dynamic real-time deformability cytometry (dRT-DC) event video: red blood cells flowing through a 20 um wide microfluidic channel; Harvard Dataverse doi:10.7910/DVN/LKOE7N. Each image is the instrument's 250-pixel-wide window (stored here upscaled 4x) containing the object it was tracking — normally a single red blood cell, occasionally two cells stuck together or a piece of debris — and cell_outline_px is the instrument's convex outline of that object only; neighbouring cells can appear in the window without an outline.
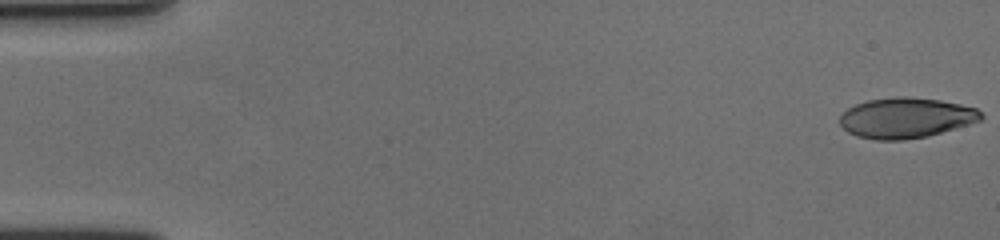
{"species": "human", "species_latin": "Homo sapiens", "temperature_condition": "cold", "stored_images_in_passage": 59, "camera_frame_rate_fps": 3000, "um_per_image_px": 0.085, "donor": {"sex": "female"}, "frame": {"image": 1, "passage_image": 1, "time_ms": 0.0, "image_size_px": [1000, 240], "cell_outline_px": [[984, 116], [980, 120], [968, 124], [928, 136], [904, 140], [876, 140], [856, 136], [848, 132], [840, 124], [840, 116], [848, 108], [856, 104], [868, 100], [900, 96], [904, 96], [940, 100], [960, 104], [976, 108]], "centroid_in_image_um": [76.98, 10.02], "position_along_channel_um": 8.0, "area_um2": 33.06}}
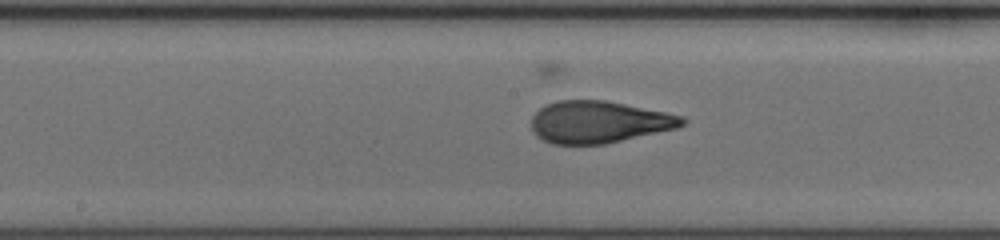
{"frame": {"image": 2, "passage_image": 31, "time_ms": 10.0, "image_size_px": [1000, 240], "cell_outline_px": [[688, 120], [684, 124], [676, 128], [604, 144], [552, 144], [536, 136], [532, 128], [532, 116], [540, 108], [556, 100], [604, 100], [684, 116]], "centroid_in_image_um": [50.89, 10.37], "position_along_channel_um": 197.3, "area_um2": 36.65}}
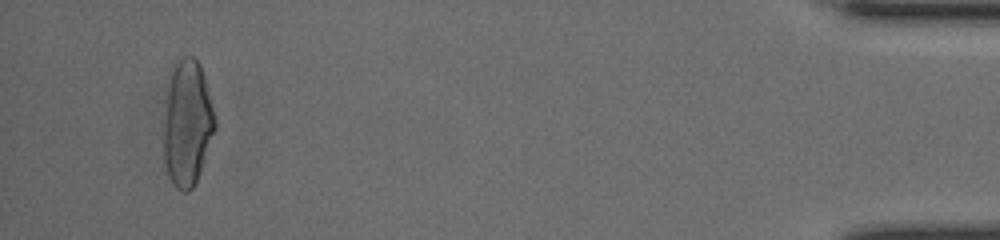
{"frame": {"image": 3, "passage_image": 56, "time_ms": 18.333, "image_size_px": [1000, 240], "cell_outline_px": [[216, 128], [200, 172], [192, 188], [188, 192], [180, 192], [172, 184], [164, 160], [164, 120], [172, 64], [180, 56], [192, 56], [200, 64], [204, 76], [216, 120]], "centroid_in_image_um": [15.92, 10.47], "position_along_channel_um": 419.3, "area_um2": 37.51}, "authors_computed_cell_mechanics": {"area_um2": 36.703, "velocity_mm_per_s": 3.5796, "shape_relaxation_time_tau1_ms": 5.2221, "shape_relaxation_time_tau2_ms": 1.0319, "deformation_change_tau1": 0.2256, "deformation_change_tau2": 0.079}}